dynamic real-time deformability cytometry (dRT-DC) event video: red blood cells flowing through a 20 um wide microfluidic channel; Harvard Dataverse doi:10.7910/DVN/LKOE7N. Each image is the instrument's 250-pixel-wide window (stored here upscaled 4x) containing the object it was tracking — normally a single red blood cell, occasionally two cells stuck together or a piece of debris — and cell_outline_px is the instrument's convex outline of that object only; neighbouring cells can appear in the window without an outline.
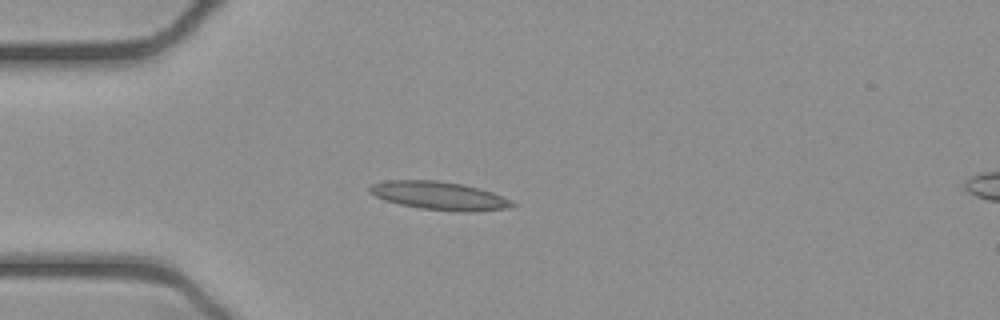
{"species": "common noctule bat (a hibernating species)", "species_latin": "Nyctalus noctula", "temperature_condition": "cold", "stored_images_in_passage": 39, "camera_frame_rate_fps": 3000, "um_per_image_px": 0.085, "animal": {"sex": "female", "body_mass_g": 21.9}, "frame": {"image": 1, "passage_image": 1, "time_ms": 0.0, "image_size_px": [1000, 320], "cell_outline_px": [[520, 204], [504, 208], [468, 212], [456, 212], [420, 208], [400, 204], [384, 200], [368, 192], [368, 188], [372, 184], [388, 180], [436, 180], [464, 184], [480, 188], [492, 192], [512, 200]], "centroid_in_image_um": [37.35, 16.63], "position_along_channel_um": 47.7, "area_um2": 23.58}}
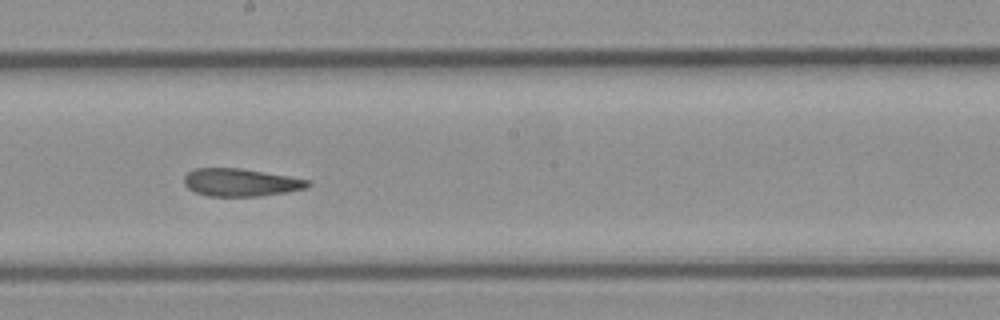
{"frame": {"image": 2, "passage_image": 16, "time_ms": 5.0, "image_size_px": [1000, 320], "cell_outline_px": [[312, 184], [304, 188], [288, 192], [256, 196], [208, 196], [196, 192], [188, 188], [184, 184], [184, 176], [188, 172], [196, 168], [240, 168], [312, 180]], "centroid_in_image_um": [20.47, 15.5], "position_along_channel_um": 227.7, "area_um2": 19.94}}
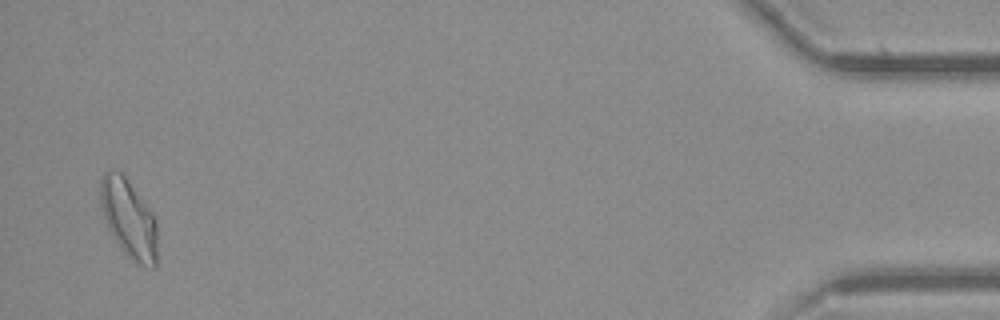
{"frame": {"image": 3, "passage_image": 38, "time_ms": 12.333, "image_size_px": [1000, 320], "cell_outline_px": [[156, 268], [152, 268], [136, 264], [124, 252], [108, 228], [100, 204], [100, 180], [104, 172], [108, 168], [112, 168], [120, 172], [124, 176], [152, 212], [156, 220]], "centroid_in_image_um": [10.93, 18.57], "position_along_channel_um": 424.3, "area_um2": 25.89}, "authors_computed_cell_mechanics": {"area_um2": 21.2126, "velocity_mm_per_s": 3.8829, "shape_relaxation_time_tau1_ms": null, "shape_relaxation_time_tau2_ms": 3.5964, "deformation_change_tau1": null, "deformation_change_tau2": 0.1192}}